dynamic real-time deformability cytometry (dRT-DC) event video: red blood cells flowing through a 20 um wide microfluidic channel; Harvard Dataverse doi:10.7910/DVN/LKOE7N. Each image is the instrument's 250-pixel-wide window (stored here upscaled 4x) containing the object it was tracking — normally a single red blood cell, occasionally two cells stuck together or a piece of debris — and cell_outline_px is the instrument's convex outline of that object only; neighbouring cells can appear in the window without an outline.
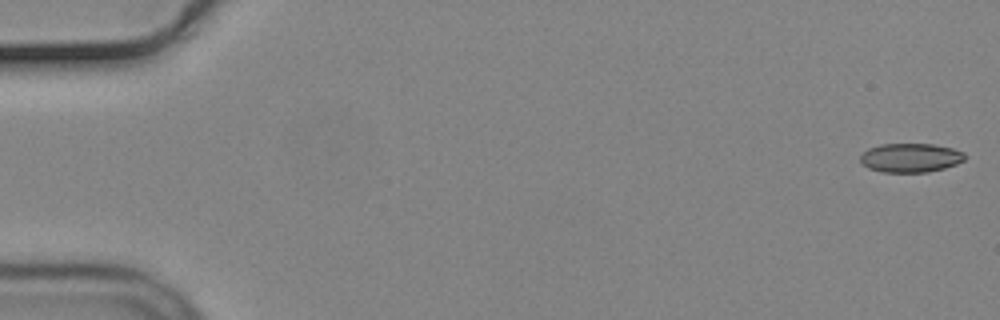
{"species": "common noctule bat (a hibernating species)", "species_latin": "Nyctalus noctula", "temperature_condition": "cold", "stored_images_in_passage": 10, "camera_frame_rate_fps": 3000, "um_per_image_px": 0.085, "animal": {"sex": "male", "body_mass_g": 19.2, "forearm_length_mm": 51.8}, "frame": {"image": 1, "passage_image": 1, "time_ms": 0.0, "image_size_px": [1000, 320], "cell_outline_px": [[968, 156], [964, 160], [956, 164], [944, 168], [928, 172], [880, 172], [868, 168], [860, 160], [860, 156], [868, 148], [880, 144], [932, 144], [952, 148], [964, 152]], "centroid_in_image_um": [77.41, 13.41], "position_along_channel_um": 7.6, "area_um2": 17.74}}